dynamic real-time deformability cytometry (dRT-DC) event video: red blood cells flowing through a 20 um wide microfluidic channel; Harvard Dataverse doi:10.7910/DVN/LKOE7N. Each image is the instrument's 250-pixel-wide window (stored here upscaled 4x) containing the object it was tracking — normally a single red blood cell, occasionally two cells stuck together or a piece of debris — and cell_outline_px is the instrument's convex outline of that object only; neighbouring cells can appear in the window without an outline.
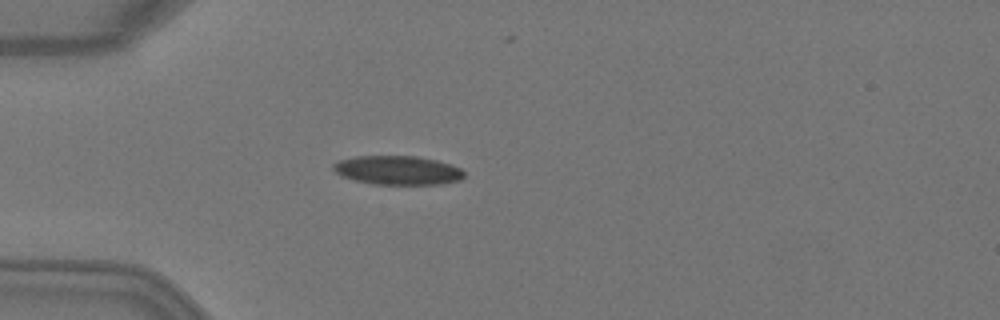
{"species": "Egyptian fruit bat (a non-hibernating species)", "species_latin": "Rousettus aegyptiacus", "temperature_condition": "warm", "stored_images_in_passage": 4, "camera_frame_rate_fps": 3000, "um_per_image_px": 0.085, "animal": {"sex": "female"}, "frame": {"image": 1, "passage_image": 4, "time_ms": 1.0, "image_size_px": [1000, 320], "cell_outline_px": [[464, 176], [460, 180], [440, 184], [372, 184], [340, 176], [332, 168], [332, 164], [336, 160], [356, 156], [416, 156], [436, 160], [452, 164], [460, 168], [464, 172]], "centroid_in_image_um": [33.78, 14.46], "position_along_channel_um": 51.2, "area_um2": 22.2}}